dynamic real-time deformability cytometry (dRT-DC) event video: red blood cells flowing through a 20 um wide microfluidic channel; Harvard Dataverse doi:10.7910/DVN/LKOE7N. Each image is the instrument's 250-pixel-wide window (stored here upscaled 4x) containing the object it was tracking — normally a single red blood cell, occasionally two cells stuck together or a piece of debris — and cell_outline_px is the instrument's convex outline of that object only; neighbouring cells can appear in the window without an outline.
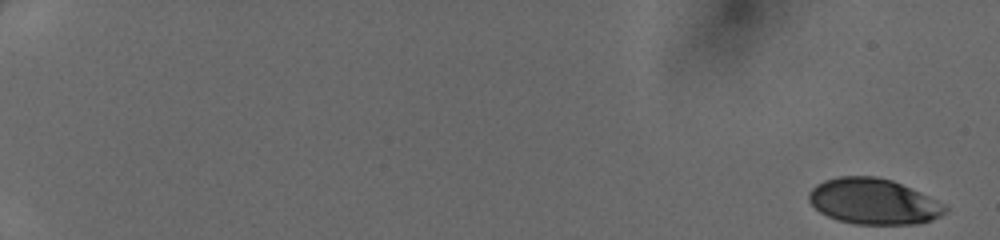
{"species": "human", "species_latin": "Homo sapiens", "temperature_condition": "cold", "stored_images_in_passage": 49, "camera_frame_rate_fps": 3000, "um_per_image_px": 0.085, "donor": {"sex": "female"}, "frame": {"image": 1, "passage_image": 1, "time_ms": 0.0, "image_size_px": [1000, 240], "cell_outline_px": [[948, 208], [940, 216], [932, 220], [920, 224], [856, 224], [840, 220], [828, 216], [820, 212], [808, 200], [808, 192], [816, 184], [824, 180], [840, 176], [876, 176], [892, 180], [936, 200], [944, 204]], "centroid_in_image_um": [74.22, 17.12], "position_along_channel_um": 10.8, "area_um2": 36.13}}
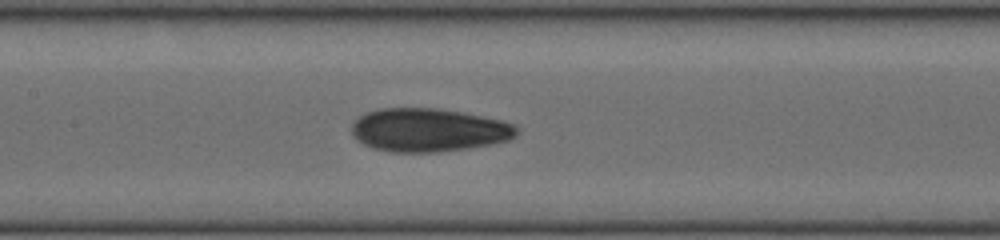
{"frame": {"image": 2, "passage_image": 27, "time_ms": 8.667, "image_size_px": [1000, 240], "cell_outline_px": [[520, 132], [512, 140], [492, 144], [468, 148], [436, 152], [392, 152], [372, 148], [364, 144], [352, 136], [352, 124], [364, 112], [380, 108], [440, 108], [504, 120], [516, 124], [520, 128]], "centroid_in_image_um": [36.49, 11.05], "position_along_channel_um": 170.9, "area_um2": 42.25}}
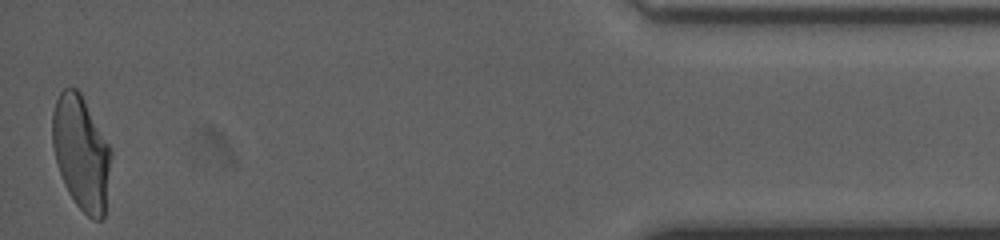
{"frame": {"image": 3, "passage_image": 49, "time_ms": 16.0, "image_size_px": [1000, 240], "cell_outline_px": [[112, 156], [104, 216], [100, 220], [92, 220], [76, 204], [68, 192], [64, 184], [56, 160], [52, 144], [52, 112], [56, 100], [60, 92], [64, 88], [76, 88], [80, 92], [112, 148]], "centroid_in_image_um": [6.92, 12.98], "position_along_channel_um": 428.3, "area_um2": 39.07}}